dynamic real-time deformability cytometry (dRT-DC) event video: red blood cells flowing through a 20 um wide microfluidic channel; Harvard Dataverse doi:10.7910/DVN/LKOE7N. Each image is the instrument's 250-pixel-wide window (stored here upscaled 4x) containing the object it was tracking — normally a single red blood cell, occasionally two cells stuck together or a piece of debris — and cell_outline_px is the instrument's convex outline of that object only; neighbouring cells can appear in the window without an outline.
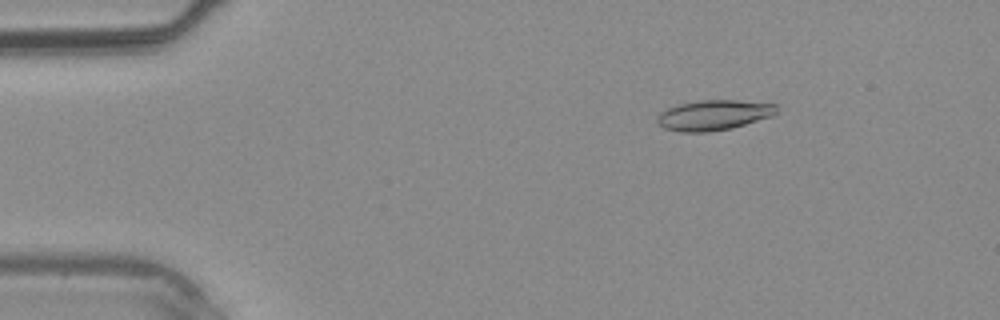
{"species": "common noctule bat (a hibernating species)", "species_latin": "Nyctalus noctula", "temperature_condition": "warm", "stored_images_in_passage": 39, "camera_frame_rate_fps": 3000, "um_per_image_px": 0.085, "animal": {"sex": "male", "body_mass_g": 20.4}, "frame": {"image": 1, "passage_image": 6, "time_ms": 1.667, "image_size_px": [1000, 320], "cell_outline_px": [[776, 112], [772, 116], [732, 128], [708, 132], [680, 132], [664, 128], [656, 124], [656, 116], [664, 108], [676, 104], [700, 100], [736, 100], [776, 104]], "centroid_in_image_um": [60.58, 9.78], "position_along_channel_um": 24.4, "area_um2": 21.27}}
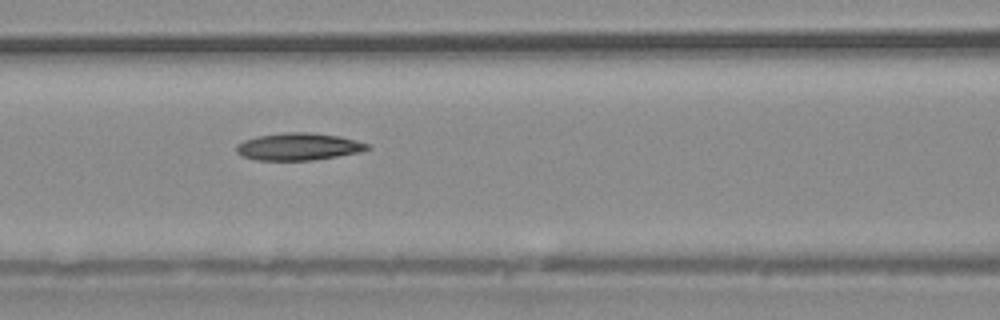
{"frame": {"image": 2, "passage_image": 17, "time_ms": 5.333, "image_size_px": [1000, 320], "cell_outline_px": [[372, 148], [360, 152], [312, 160], [256, 160], [244, 156], [236, 152], [236, 144], [244, 140], [256, 136], [288, 132], [308, 132], [340, 136], [356, 140], [368, 144]], "centroid_in_image_um": [25.37, 12.46], "position_along_channel_um": 141.2, "area_um2": 20.75}}
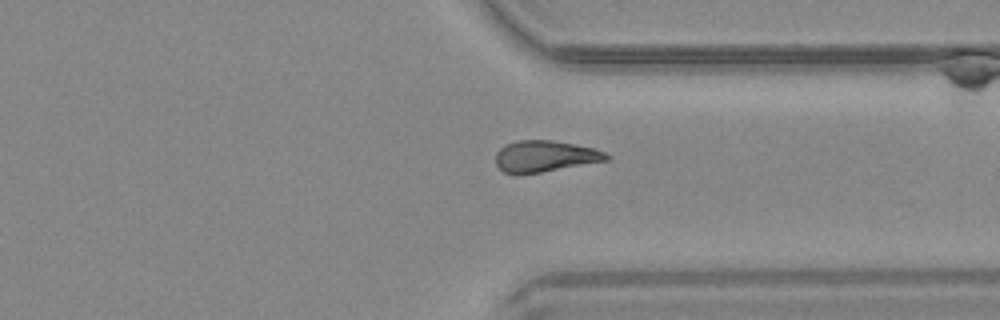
{"frame": {"image": 3, "passage_image": 30, "time_ms": 9.667, "image_size_px": [1000, 320], "cell_outline_px": [[612, 156], [608, 160], [540, 172], [504, 172], [496, 164], [496, 152], [504, 144], [516, 140], [552, 140], [592, 148], [604, 152]], "centroid_in_image_um": [46.32, 13.25], "position_along_channel_um": 365.1, "area_um2": 19.77}}